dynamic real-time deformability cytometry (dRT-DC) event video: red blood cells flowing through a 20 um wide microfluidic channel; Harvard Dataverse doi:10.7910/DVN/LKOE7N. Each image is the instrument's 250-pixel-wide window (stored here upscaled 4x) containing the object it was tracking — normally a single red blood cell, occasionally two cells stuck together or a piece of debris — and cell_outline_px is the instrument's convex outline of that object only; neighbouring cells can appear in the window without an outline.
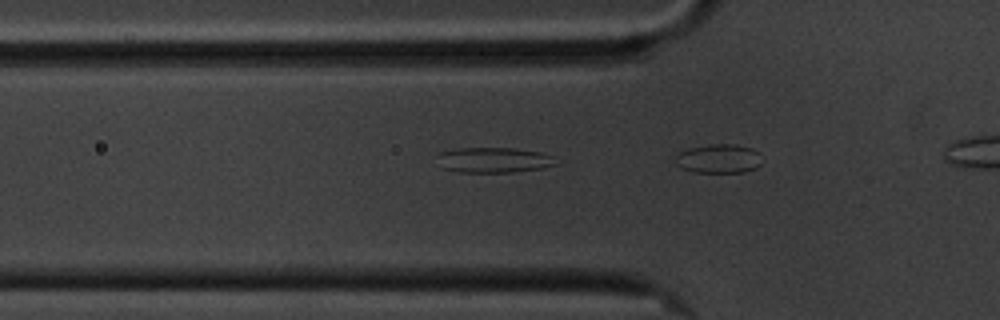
{"species": "common noctule bat (a hibernating species)", "species_latin": "Nyctalus noctula", "temperature_condition": "cold", "stored_images_in_passage": 11, "segment_of_instrument_passage": [1, 2], "camera_frame_rate_fps": 3000, "um_per_image_px": 0.085, "animal": {"sex": "male", "body_mass_g": 20.1, "forearm_length_mm": 53.5}, "frame": {"image": 1, "passage_image": 10, "time_ms": 3.0, "image_size_px": [1000, 320], "cell_outline_px": [[560, 164], [540, 168], [512, 172], [456, 172], [440, 168], [440, 152], [456, 148], [512, 148], [540, 152], [552, 156]], "centroid_in_image_um": [41.98, 13.6], "position_along_channel_um": 83.8, "area_um2": 17.46}}